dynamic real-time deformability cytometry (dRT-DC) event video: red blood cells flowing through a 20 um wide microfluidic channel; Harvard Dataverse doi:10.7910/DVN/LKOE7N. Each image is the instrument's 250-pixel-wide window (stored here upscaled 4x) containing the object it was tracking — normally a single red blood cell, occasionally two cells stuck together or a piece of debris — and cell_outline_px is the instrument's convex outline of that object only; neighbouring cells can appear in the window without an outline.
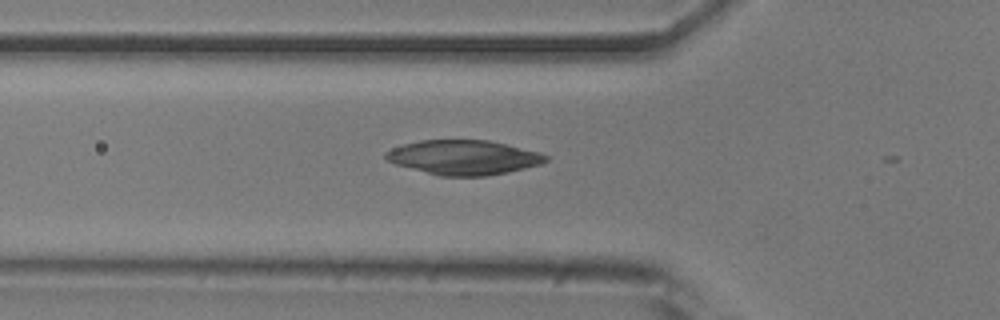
{"species": "common noctule bat (a hibernating species)", "species_latin": "Nyctalus noctula", "temperature_condition": "room temperature", "stored_images_in_passage": 8, "camera_frame_rate_fps": 3000, "um_per_image_px": 0.085, "animal": {"sex": "male", "body_mass_g": 20.5, "forearm_length_mm": 52.5}, "frame": {"image": 1, "passage_image": 3, "time_ms": 0.667, "image_size_px": [1000, 320], "cell_outline_px": [[548, 160], [540, 164], [508, 172], [488, 176], [440, 176], [396, 164], [388, 160], [384, 156], [384, 152], [392, 148], [404, 144], [420, 140], [488, 140], [540, 152], [548, 156]], "centroid_in_image_um": [39.41, 13.38], "position_along_channel_um": 86.4, "area_um2": 32.08}}
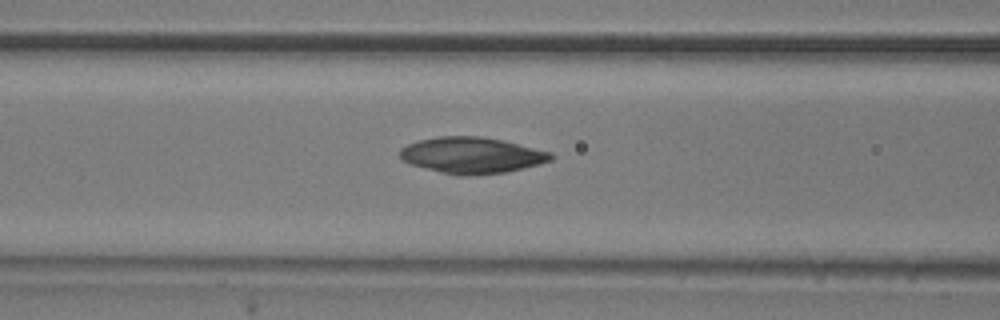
{"frame": {"image": 2, "passage_image": 6, "time_ms": 1.667, "image_size_px": [1000, 320], "cell_outline_px": [[556, 156], [552, 160], [540, 164], [504, 172], [460, 176], [440, 172], [408, 164], [400, 156], [400, 148], [416, 140], [440, 136], [480, 136], [500, 140], [552, 152]], "centroid_in_image_um": [40.08, 13.19], "position_along_channel_um": 126.5, "area_um2": 31.73}}